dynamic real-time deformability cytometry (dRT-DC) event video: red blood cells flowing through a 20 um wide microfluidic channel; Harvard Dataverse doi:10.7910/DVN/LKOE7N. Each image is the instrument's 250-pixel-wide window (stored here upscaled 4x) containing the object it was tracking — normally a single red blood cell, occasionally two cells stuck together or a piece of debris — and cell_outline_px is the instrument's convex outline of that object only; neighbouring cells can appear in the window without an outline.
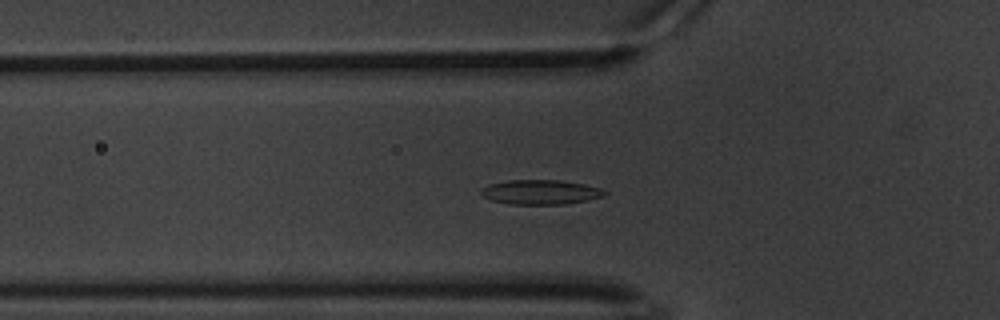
{"species": "common noctule bat (a hibernating species)", "species_latin": "Nyctalus noctula", "temperature_condition": "warm", "stored_images_in_passage": 57, "camera_frame_rate_fps": 3000, "um_per_image_px": 0.085, "animal": {"sex": "male", "body_mass_g": 20.1, "forearm_length_mm": 53.5}, "frame": {"image": 1, "passage_image": 17, "time_ms": 5.333, "image_size_px": [1000, 320], "cell_outline_px": [[608, 192], [604, 196], [588, 200], [568, 204], [508, 204], [492, 200], [484, 196], [480, 192], [488, 184], [508, 180], [560, 180], [584, 184], [600, 188]], "centroid_in_image_um": [45.98, 16.33], "position_along_channel_um": 79.8, "area_um2": 17.69}}
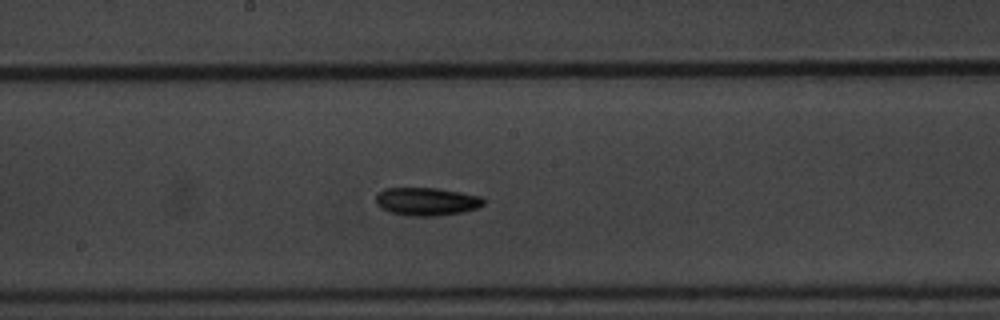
{"frame": {"image": 2, "passage_image": 29, "time_ms": 9.333, "image_size_px": [1000, 320], "cell_outline_px": [[484, 204], [476, 208], [464, 212], [436, 216], [408, 216], [392, 212], [380, 208], [376, 204], [376, 196], [384, 188], [436, 188], [460, 192], [480, 196], [484, 200]], "centroid_in_image_um": [36.26, 17.13], "position_along_channel_um": 211.9, "area_um2": 17.57}}
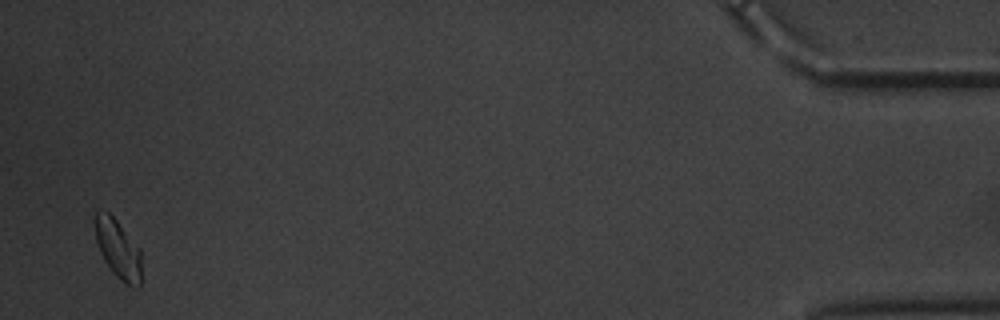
{"frame": {"image": 3, "passage_image": 56, "time_ms": 18.333, "image_size_px": [1000, 320], "cell_outline_px": [[140, 288], [136, 288], [128, 284], [116, 276], [112, 272], [104, 260], [100, 252], [96, 240], [96, 212], [108, 212], [116, 220], [140, 248]], "centroid_in_image_um": [10.05, 21.2], "position_along_channel_um": 425.1, "area_um2": 15.49}, "authors_computed_cell_mechanics": {"area_um2": 16.473, "velocity_mm_per_s": 3.2758, "shape_relaxation_time_tau1_ms": 3.1683, "shape_relaxation_time_tau2_ms": null, "deformation_change_tau1": 0.0744, "deformation_change_tau2": null}}